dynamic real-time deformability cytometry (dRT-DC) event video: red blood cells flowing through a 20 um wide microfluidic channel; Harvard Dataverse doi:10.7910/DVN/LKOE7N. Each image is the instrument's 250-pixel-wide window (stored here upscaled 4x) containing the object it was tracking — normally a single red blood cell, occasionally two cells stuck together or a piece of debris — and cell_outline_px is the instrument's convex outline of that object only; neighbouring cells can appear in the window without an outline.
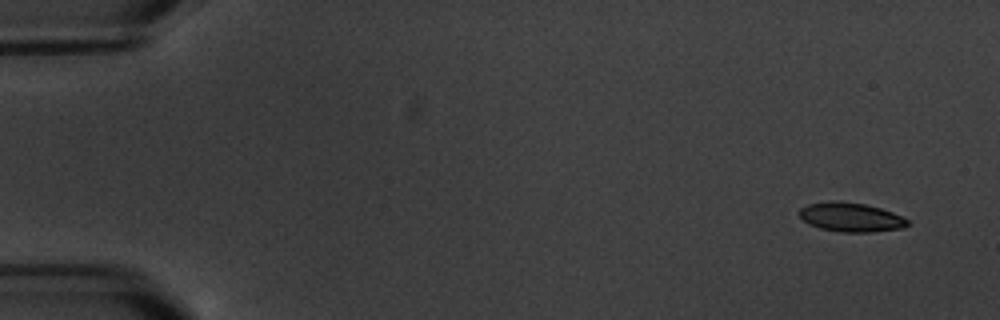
{"species": "common noctule bat (a hibernating species)", "species_latin": "Nyctalus noctula", "temperature_condition": "warm", "stored_images_in_passage": 6, "camera_frame_rate_fps": 3000, "um_per_image_px": 0.085, "animal": {"sex": "male", "body_mass_g": 20.1, "forearm_length_mm": 53.5}, "frame": {"image": 1, "passage_image": 1, "time_ms": 0.0, "image_size_px": [1000, 320], "cell_outline_px": [[908, 224], [904, 228], [872, 232], [840, 232], [820, 228], [808, 224], [800, 216], [800, 208], [808, 204], [840, 200], [864, 204], [880, 208], [892, 212], [908, 220]], "centroid_in_image_um": [72.32, 18.46], "position_along_channel_um": 12.7, "area_um2": 18.26}}
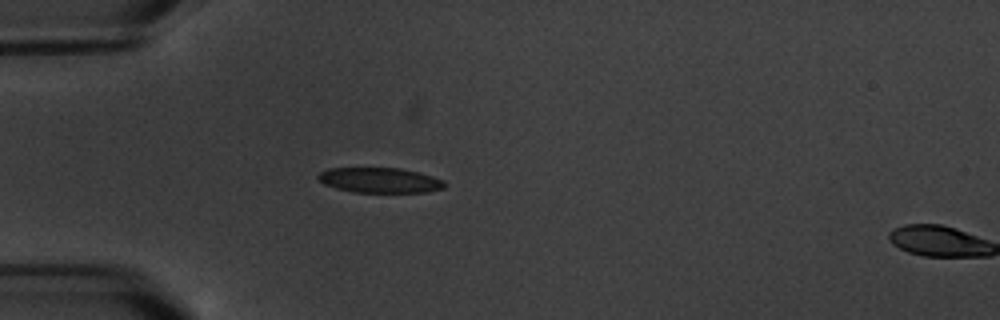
{"frame": {"image": 2, "passage_image": 5, "time_ms": 4.667, "image_size_px": [1000, 320], "cell_outline_px": [[444, 188], [428, 192], [352, 192], [336, 188], [324, 184], [316, 176], [320, 172], [328, 168], [400, 168], [420, 172], [444, 180]], "centroid_in_image_um": [32.28, 15.31], "position_along_channel_um": 52.7, "area_um2": 18.55}}